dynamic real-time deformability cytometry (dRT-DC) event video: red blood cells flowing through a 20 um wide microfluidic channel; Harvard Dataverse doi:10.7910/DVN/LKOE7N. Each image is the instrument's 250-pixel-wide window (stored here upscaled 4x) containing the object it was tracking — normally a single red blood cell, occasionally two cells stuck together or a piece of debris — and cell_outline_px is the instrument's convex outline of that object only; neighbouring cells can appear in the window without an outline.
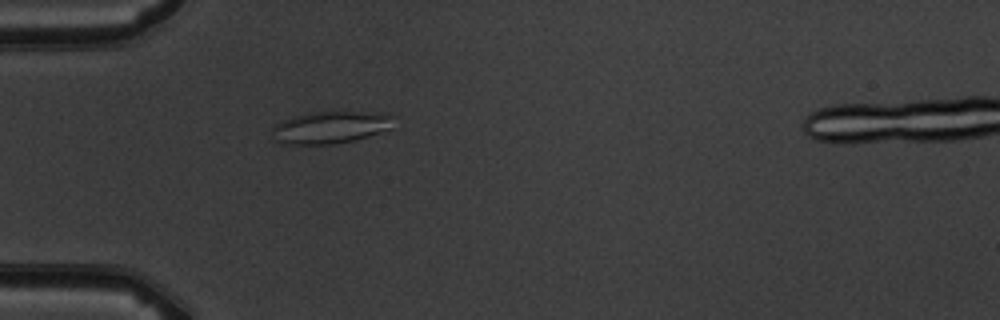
{"species": "common noctule bat (a hibernating species)", "species_latin": "Nyctalus noctula", "temperature_condition": "warm", "stored_images_in_passage": 2, "camera_frame_rate_fps": 3000, "um_per_image_px": 0.085, "animal": {"sex": "male", "body_mass_g": 19.5, "forearm_length_mm": 54.6}, "frame": {"image": 1, "passage_image": 1, "time_ms": 0.0, "image_size_px": [1000, 320], "cell_outline_px": [[392, 128], [368, 136], [336, 144], [280, 144], [276, 140], [276, 124], [284, 120], [308, 112], [388, 112], [392, 116]], "centroid_in_image_um": [28.16, 10.82], "position_along_channel_um": 56.8, "area_um2": 22.43}}